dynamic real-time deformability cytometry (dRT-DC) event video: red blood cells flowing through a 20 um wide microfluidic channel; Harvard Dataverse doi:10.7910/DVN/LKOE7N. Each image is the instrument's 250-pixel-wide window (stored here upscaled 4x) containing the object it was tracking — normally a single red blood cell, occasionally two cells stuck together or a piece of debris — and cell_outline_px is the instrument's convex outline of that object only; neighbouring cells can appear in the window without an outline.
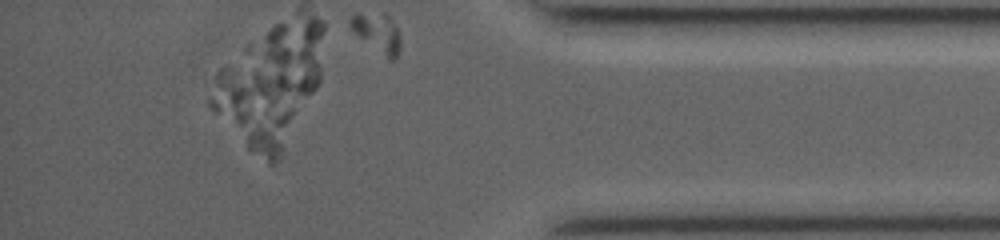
{"species": "common noctule bat (a hibernating species)", "species_latin": "Nyctalus noctula", "temperature_condition": "room temperature", "stored_images_in_passage": 28, "camera_frame_rate_fps": 3000, "um_per_image_px": 0.085, "animal": {"sex": "female", "body_mass_g": 19.0, "forearm_length_mm": 53.3}, "frame": {"image": 1, "passage_image": 28, "time_ms": 9.0, "image_size_px": [1000, 240], "cell_outline_px": [[400, 52], [392, 60], [388, 60], [360, 36], [348, 24], [348, 20], [356, 12], [384, 12], [392, 20], [400, 36]], "centroid_in_image_um": [32.09, 2.74], "position_along_channel_um": 403.1, "area_um2": 11.39}}